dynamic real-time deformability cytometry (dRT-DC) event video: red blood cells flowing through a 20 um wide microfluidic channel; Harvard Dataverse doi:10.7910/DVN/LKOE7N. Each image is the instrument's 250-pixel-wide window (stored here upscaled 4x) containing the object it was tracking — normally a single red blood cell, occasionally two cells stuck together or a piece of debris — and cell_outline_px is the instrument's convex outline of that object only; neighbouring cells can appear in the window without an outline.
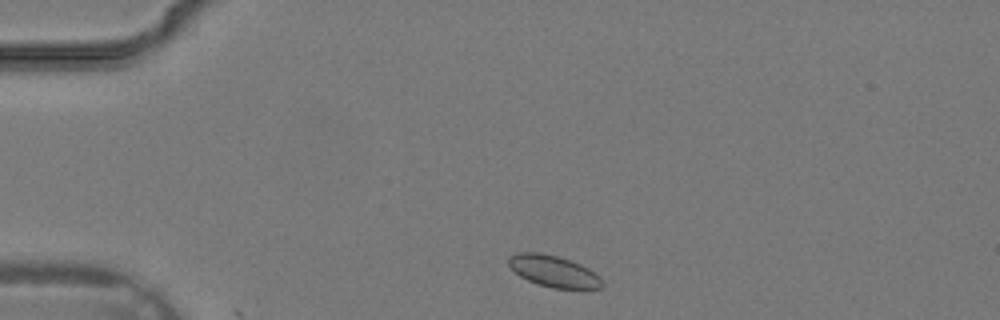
{"species": "common noctule bat (a hibernating species)", "species_latin": "Nyctalus noctula", "temperature_condition": "warm", "stored_images_in_passage": 3, "camera_frame_rate_fps": 3000, "um_per_image_px": 0.085, "animal": {"sex": "male", "body_mass_g": 19.2, "forearm_length_mm": 51.8}, "frame": {"image": 1, "passage_image": 1, "time_ms": 0.0, "image_size_px": [1000, 320], "cell_outline_px": [[604, 288], [552, 288], [528, 280], [520, 276], [508, 264], [508, 256], [516, 252], [540, 252], [556, 256], [580, 264], [588, 268], [600, 276], [604, 280]], "centroid_in_image_um": [47.07, 23.05], "position_along_channel_um": 37.9, "area_um2": 17.11}}